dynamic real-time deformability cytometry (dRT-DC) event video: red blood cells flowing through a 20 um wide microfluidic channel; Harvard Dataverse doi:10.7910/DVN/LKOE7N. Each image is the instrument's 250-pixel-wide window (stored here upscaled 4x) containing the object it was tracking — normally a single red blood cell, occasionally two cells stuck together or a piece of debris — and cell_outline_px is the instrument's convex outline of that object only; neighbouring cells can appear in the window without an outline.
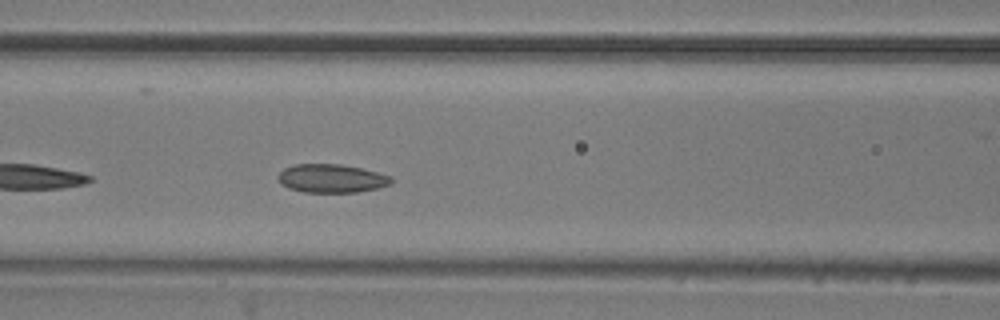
{"species": "common noctule bat (a hibernating species)", "species_latin": "Nyctalus noctula", "temperature_condition": "room temperature", "stored_images_in_passage": 29, "camera_frame_rate_fps": 3000, "um_per_image_px": 0.085, "animal": {"sex": "male", "body_mass_g": 20.5, "forearm_length_mm": 52.5}, "frame": {"image": 1, "passage_image": 8, "time_ms": 2.333, "image_size_px": [1000, 320], "cell_outline_px": [[392, 184], [376, 188], [356, 192], [304, 192], [288, 188], [280, 184], [280, 172], [284, 168], [296, 164], [340, 164], [360, 168], [392, 176]], "centroid_in_image_um": [28.19, 15.17], "position_along_channel_um": 138.4, "area_um2": 18.61}}
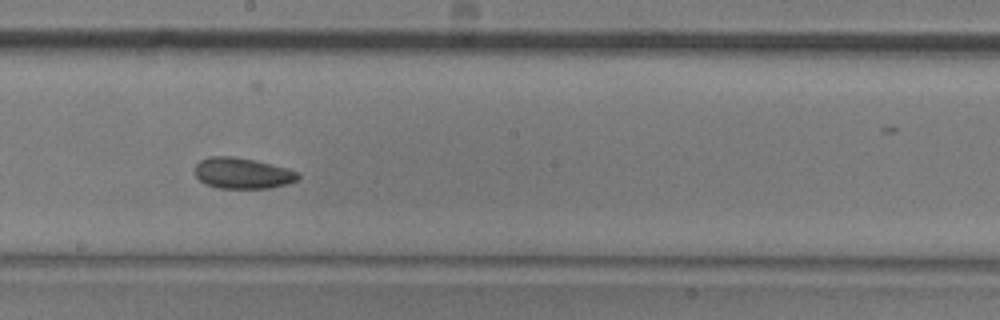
{"frame": {"image": 2, "passage_image": 15, "time_ms": 4.667, "image_size_px": [1000, 320], "cell_outline_px": [[300, 176], [296, 180], [288, 184], [268, 188], [220, 188], [204, 184], [196, 176], [196, 164], [200, 160], [208, 156], [232, 156], [252, 160], [288, 168], [296, 172]], "centroid_in_image_um": [20.59, 14.72], "position_along_channel_um": 227.6, "area_um2": 18.44}}
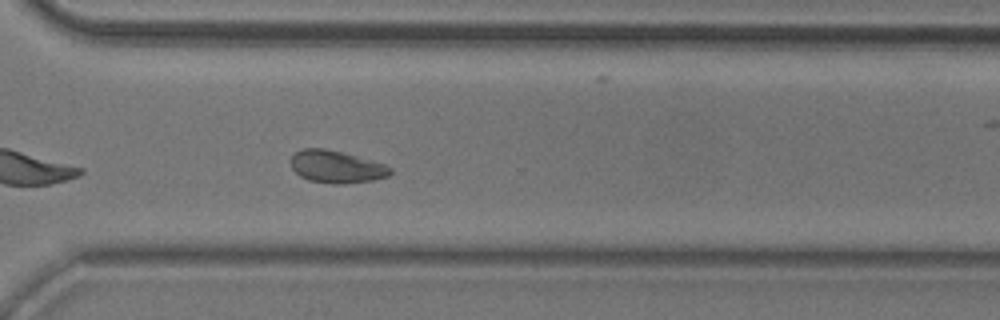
{"frame": {"image": 3, "passage_image": 24, "time_ms": 7.667, "image_size_px": [1000, 320], "cell_outline_px": [[392, 172], [388, 176], [372, 180], [344, 184], [332, 184], [308, 180], [300, 176], [292, 168], [288, 160], [296, 152], [304, 148], [324, 148], [356, 156], [384, 164], [392, 168]], "centroid_in_image_um": [28.56, 14.18], "position_along_channel_um": 342.0, "area_um2": 18.73}, "authors_computed_cell_mechanics": {"area_um2": 18.6694, "velocity_mm_per_s": 3.8335, "shape_relaxation_time_tau1_ms": 6.1567, "shape_relaxation_time_tau2_ms": 4.7639, "deformation_change_tau1": 0.1171, "deformation_change_tau2": 0.0569}}